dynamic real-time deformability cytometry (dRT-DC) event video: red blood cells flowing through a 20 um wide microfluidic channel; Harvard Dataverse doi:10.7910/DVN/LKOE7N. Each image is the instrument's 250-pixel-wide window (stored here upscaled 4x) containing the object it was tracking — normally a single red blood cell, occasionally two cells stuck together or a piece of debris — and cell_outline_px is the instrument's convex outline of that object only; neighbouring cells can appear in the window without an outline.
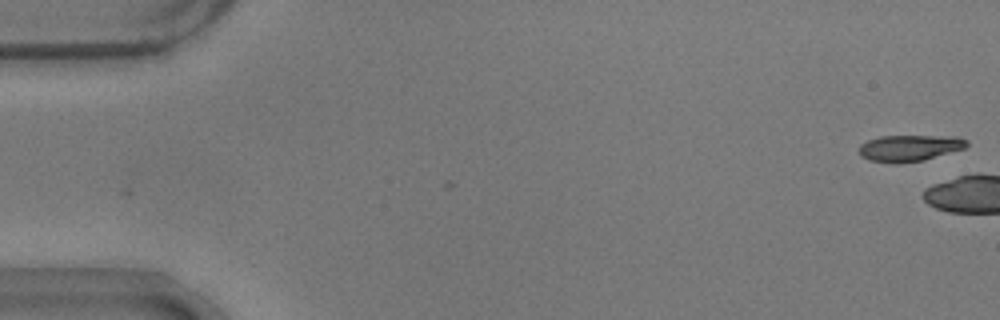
{"species": "common noctule bat (a hibernating species)", "species_latin": "Nyctalus noctula", "temperature_condition": "warm", "stored_images_in_passage": 4, "camera_frame_rate_fps": 3000, "um_per_image_px": 0.085, "animal": {"sex": "male", "body_mass_g": 17.9}, "frame": {"image": 1, "passage_image": 1, "time_ms": 0.0, "image_size_px": [1000, 320], "cell_outline_px": [[968, 144], [964, 148], [924, 160], [896, 164], [868, 160], [860, 156], [860, 144], [868, 140], [880, 136], [956, 136], [968, 140]], "centroid_in_image_um": [77.29, 12.58], "position_along_channel_um": 7.7, "area_um2": 16.59}}